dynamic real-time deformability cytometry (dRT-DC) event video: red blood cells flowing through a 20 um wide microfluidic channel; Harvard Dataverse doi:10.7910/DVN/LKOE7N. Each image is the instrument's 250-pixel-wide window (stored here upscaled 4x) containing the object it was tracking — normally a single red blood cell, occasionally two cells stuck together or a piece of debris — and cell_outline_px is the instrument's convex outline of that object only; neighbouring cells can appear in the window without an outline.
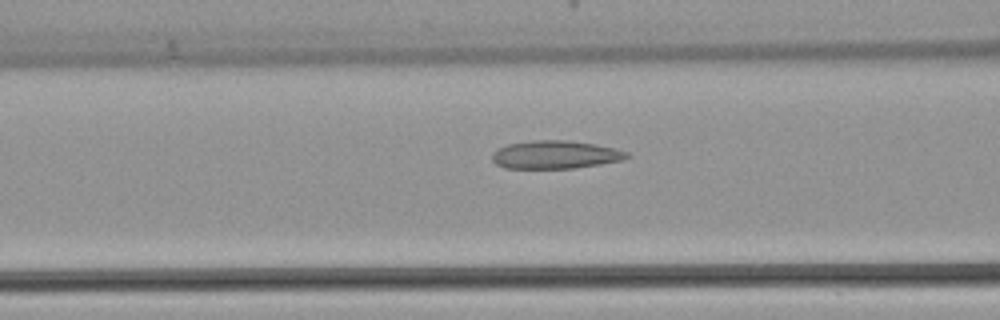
{"species": "common noctule bat (a hibernating species)", "species_latin": "Nyctalus noctula", "temperature_condition": "warm", "stored_images_in_passage": 32, "camera_frame_rate_fps": 3000, "um_per_image_px": 0.085, "animal": {"sex": "female", "body_mass_g": 22.7, "forearm_length_mm": 54.2}, "frame": {"image": 1, "passage_image": 5, "time_ms": 1.333, "image_size_px": [1000, 320], "cell_outline_px": [[632, 156], [624, 160], [576, 168], [504, 168], [496, 164], [492, 160], [492, 152], [496, 148], [508, 144], [532, 140], [568, 140], [596, 144], [628, 152]], "centroid_in_image_um": [47.19, 13.14], "position_along_channel_um": 119.4, "area_um2": 22.25}}
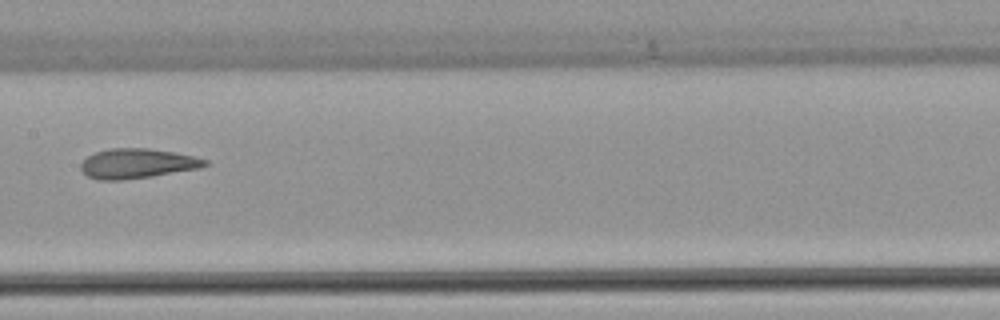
{"frame": {"image": 2, "passage_image": 10, "time_ms": 3.0, "image_size_px": [1000, 320], "cell_outline_px": [[208, 164], [200, 168], [152, 176], [124, 180], [96, 180], [88, 176], [80, 168], [80, 164], [88, 156], [96, 152], [108, 148], [148, 148], [172, 152], [192, 156], [208, 160]], "centroid_in_image_um": [11.64, 13.9], "position_along_channel_um": 195.8, "area_um2": 21.44}}
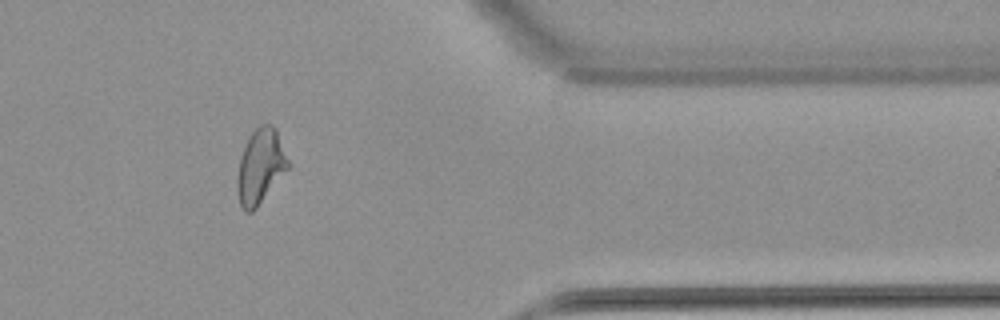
{"frame": {"image": 3, "passage_image": 24, "time_ms": 7.667, "image_size_px": [1000, 320], "cell_outline_px": [[288, 168], [256, 208], [252, 212], [244, 212], [240, 204], [236, 188], [236, 180], [240, 160], [248, 136], [260, 124], [268, 124], [276, 128], [288, 160]], "centroid_in_image_um": [22.11, 14.15], "position_along_channel_um": 389.3, "area_um2": 21.79}}